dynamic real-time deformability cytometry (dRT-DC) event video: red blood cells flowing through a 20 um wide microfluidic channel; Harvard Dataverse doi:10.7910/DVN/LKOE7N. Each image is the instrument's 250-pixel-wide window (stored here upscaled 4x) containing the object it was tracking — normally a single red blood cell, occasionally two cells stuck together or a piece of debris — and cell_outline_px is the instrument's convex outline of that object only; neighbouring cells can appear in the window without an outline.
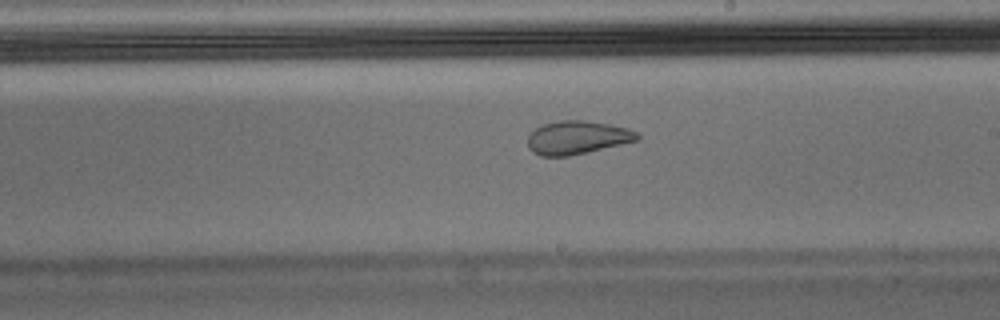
{"species": "Egyptian fruit bat (a non-hibernating species)", "species_latin": "Rousettus aegyptiacus", "temperature_condition": "warm", "stored_images_in_passage": 34, "camera_frame_rate_fps": 3000, "um_per_image_px": 0.085, "animal": {"sex": "male"}, "frame": {"image": 1, "passage_image": 15, "time_ms": 4.667, "image_size_px": [1000, 320], "cell_outline_px": [[640, 140], [568, 156], [540, 156], [532, 152], [528, 148], [528, 136], [536, 128], [544, 124], [560, 120], [588, 120], [628, 128], [636, 132], [640, 136]], "centroid_in_image_um": [49.07, 11.69], "position_along_channel_um": 239.9, "area_um2": 21.27}}